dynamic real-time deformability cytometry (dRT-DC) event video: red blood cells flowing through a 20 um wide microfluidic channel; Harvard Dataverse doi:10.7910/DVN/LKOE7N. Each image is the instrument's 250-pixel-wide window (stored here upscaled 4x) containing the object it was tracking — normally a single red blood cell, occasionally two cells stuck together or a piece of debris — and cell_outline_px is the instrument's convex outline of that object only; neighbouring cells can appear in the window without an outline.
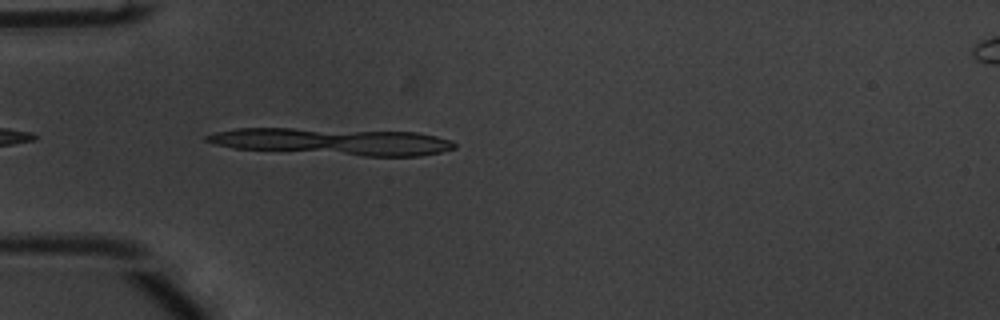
{"species": "common noctule bat (a hibernating species)", "species_latin": "Nyctalus noctula", "temperature_condition": "warm", "stored_images_in_passage": 8, "segment_of_instrument_passage": [1, 2], "camera_frame_rate_fps": 3000, "um_per_image_px": 0.085, "animal": {"sex": "male", "body_mass_g": 20.1, "forearm_length_mm": 53.5}, "frame": {"image": 1, "passage_image": 3, "time_ms": 0.667, "image_size_px": [1000, 320], "cell_outline_px": [[456, 148], [440, 152], [420, 156], [364, 156], [232, 148], [216, 144], [204, 140], [204, 136], [216, 132], [236, 128], [292, 128], [416, 132], [436, 136], [452, 140], [456, 144]], "centroid_in_image_um": [28.29, 12.03], "position_along_channel_um": 56.7, "area_um2": 38.78}}